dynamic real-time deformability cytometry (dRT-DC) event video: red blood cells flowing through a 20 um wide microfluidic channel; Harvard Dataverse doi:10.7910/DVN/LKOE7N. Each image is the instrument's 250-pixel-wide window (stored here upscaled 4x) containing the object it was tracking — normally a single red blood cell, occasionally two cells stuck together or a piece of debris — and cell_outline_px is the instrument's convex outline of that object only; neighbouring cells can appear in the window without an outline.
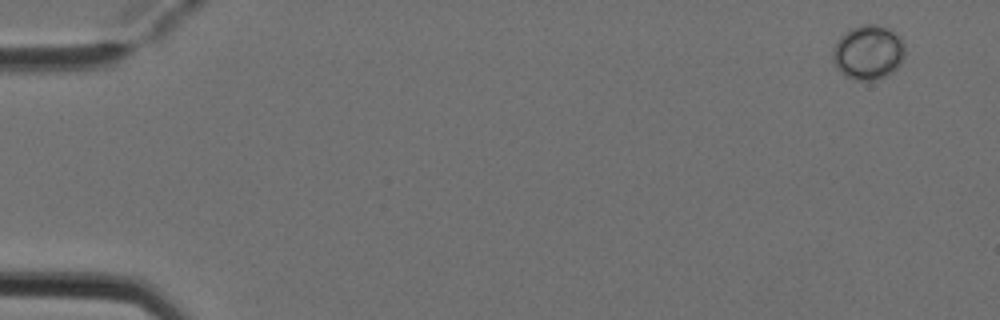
{"species": "Egyptian fruit bat (a non-hibernating species)", "species_latin": "Rousettus aegyptiacus", "temperature_condition": "cold", "stored_images_in_passage": 5, "camera_frame_rate_fps": 3000, "um_per_image_px": 0.085, "animal": {"sex": "female"}, "frame": {"image": 1, "passage_image": 1, "time_ms": 0.0, "image_size_px": [1000, 320], "cell_outline_px": [[904, 56], [900, 64], [888, 76], [876, 80], [856, 80], [844, 76], [836, 68], [832, 60], [832, 52], [836, 40], [844, 32], [860, 24], [876, 24], [888, 28], [896, 32], [900, 36], [904, 44]], "centroid_in_image_um": [73.78, 4.45], "position_along_channel_um": 11.2, "area_um2": 23.35}}
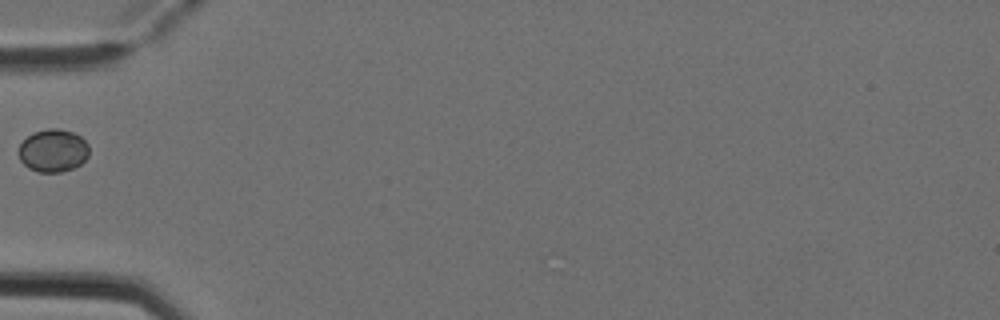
{"frame": {"image": 2, "passage_image": 5, "time_ms": 1.333, "image_size_px": [1000, 320], "cell_outline_px": [[88, 156], [80, 164], [72, 168], [60, 172], [36, 172], [28, 168], [20, 160], [20, 144], [32, 132], [48, 128], [60, 128], [72, 132], [80, 136], [88, 144]], "centroid_in_image_um": [4.51, 12.79], "position_along_channel_um": 80.5, "area_um2": 17.51}}